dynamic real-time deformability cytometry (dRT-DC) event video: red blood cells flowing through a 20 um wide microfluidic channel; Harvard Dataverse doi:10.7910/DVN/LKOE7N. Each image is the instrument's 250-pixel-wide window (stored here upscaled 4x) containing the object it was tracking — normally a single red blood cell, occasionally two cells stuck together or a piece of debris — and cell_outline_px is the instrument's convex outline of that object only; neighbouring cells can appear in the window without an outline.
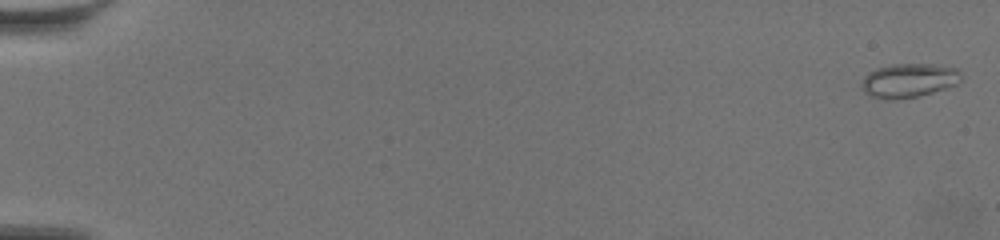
{"species": "common noctule bat (a hibernating species)", "species_latin": "Nyctalus noctula", "temperature_condition": "warm", "stored_images_in_passage": 14, "camera_frame_rate_fps": 3000, "um_per_image_px": 0.085, "animal": {"sex": "female", "body_mass_g": 19.5, "forearm_length_mm": 54.1}, "frame": {"image": 1, "passage_image": 1, "time_ms": 0.0, "image_size_px": [1000, 240], "cell_outline_px": [[960, 80], [956, 84], [932, 92], [916, 96], [896, 100], [892, 100], [868, 96], [864, 92], [860, 84], [864, 76], [868, 72], [876, 68], [892, 64], [936, 64], [960, 68]], "centroid_in_image_um": [77.21, 6.83], "position_along_channel_um": 7.8, "area_um2": 19.88}}
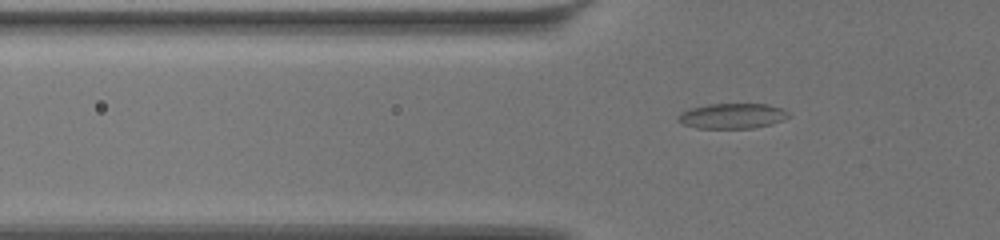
{"frame": {"image": 2, "passage_image": 13, "time_ms": 4.0, "image_size_px": [1000, 240], "cell_outline_px": [[792, 116], [784, 120], [772, 124], [752, 128], [696, 128], [684, 124], [676, 120], [676, 116], [680, 112], [688, 108], [708, 104], [768, 104], [784, 108]], "centroid_in_image_um": [62.25, 9.85], "position_along_channel_um": 63.5, "area_um2": 16.59}}